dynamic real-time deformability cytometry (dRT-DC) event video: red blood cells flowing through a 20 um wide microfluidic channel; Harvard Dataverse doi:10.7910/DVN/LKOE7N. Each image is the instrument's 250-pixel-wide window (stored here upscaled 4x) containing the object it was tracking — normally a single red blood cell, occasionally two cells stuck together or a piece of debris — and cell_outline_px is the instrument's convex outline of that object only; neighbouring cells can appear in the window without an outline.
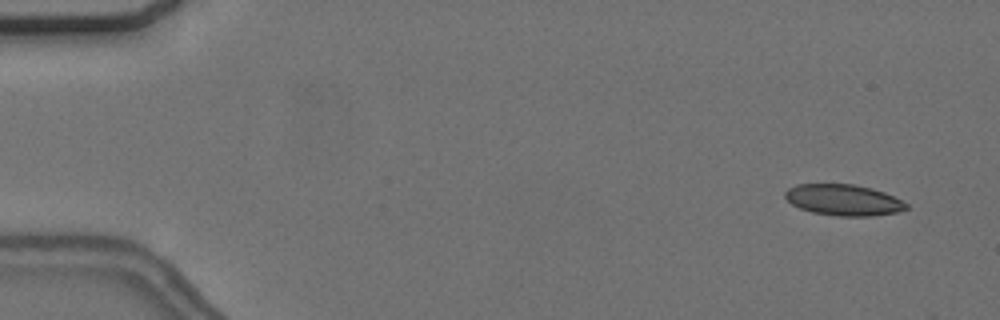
{"species": "common noctule bat (a hibernating species)", "species_latin": "Nyctalus noctula", "temperature_condition": "cold", "stored_images_in_passage": 57, "camera_frame_rate_fps": 3000, "um_per_image_px": 0.085, "animal": {"sex": "female", "body_mass_g": 24.6, "forearm_length_mm": 56.2}, "frame": {"image": 1, "passage_image": 4, "time_ms": 1.0, "image_size_px": [1000, 320], "cell_outline_px": [[908, 208], [896, 212], [872, 216], [840, 216], [812, 212], [800, 208], [792, 204], [784, 196], [784, 192], [788, 188], [796, 184], [852, 184], [872, 188], [884, 192], [908, 204]], "centroid_in_image_um": [71.67, 16.99], "position_along_channel_um": 13.3, "area_um2": 21.85}}
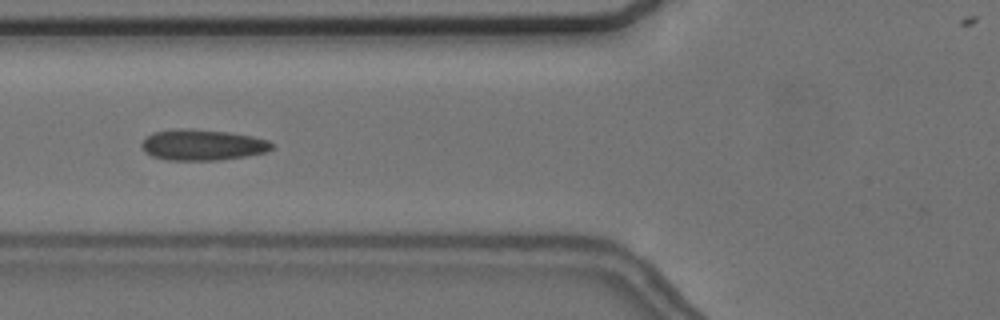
{"frame": {"image": 2, "passage_image": 22, "time_ms": 7.0, "image_size_px": [1000, 320], "cell_outline_px": [[276, 144], [268, 152], [248, 156], [216, 160], [168, 160], [152, 156], [144, 152], [140, 144], [152, 132], [180, 128], [192, 128], [228, 132], [252, 136], [268, 140]], "centroid_in_image_um": [17.23, 12.31], "position_along_channel_um": 108.6, "area_um2": 23.7}}
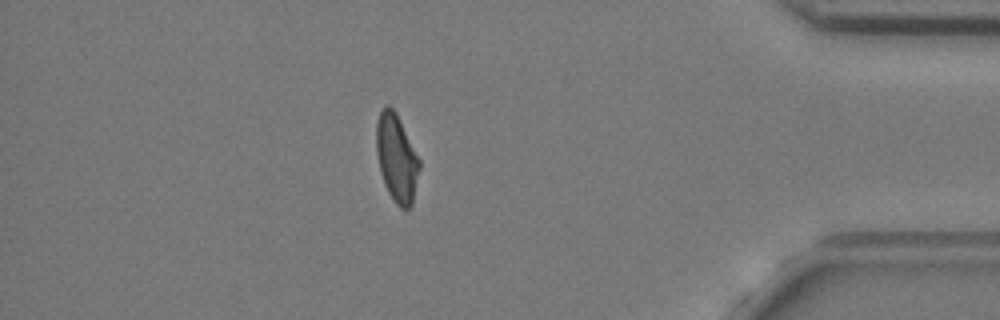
{"frame": {"image": 3, "passage_image": 49, "time_ms": 16.0, "image_size_px": [1000, 320], "cell_outline_px": [[420, 168], [412, 204], [408, 208], [400, 208], [396, 204], [388, 192], [384, 184], [380, 172], [376, 152], [376, 124], [380, 112], [384, 104], [388, 104], [396, 112], [420, 160]], "centroid_in_image_um": [33.7, 13.42], "position_along_channel_um": 401.5, "area_um2": 22.02}, "authors_computed_cell_mechanics": {"area_um2": 22.542, "velocity_mm_per_s": 3.6844, "shape_relaxation_time_tau1_ms": null, "shape_relaxation_time_tau2_ms": 1.5844, "deformation_change_tau1": null, "deformation_change_tau2": 0.0818}}